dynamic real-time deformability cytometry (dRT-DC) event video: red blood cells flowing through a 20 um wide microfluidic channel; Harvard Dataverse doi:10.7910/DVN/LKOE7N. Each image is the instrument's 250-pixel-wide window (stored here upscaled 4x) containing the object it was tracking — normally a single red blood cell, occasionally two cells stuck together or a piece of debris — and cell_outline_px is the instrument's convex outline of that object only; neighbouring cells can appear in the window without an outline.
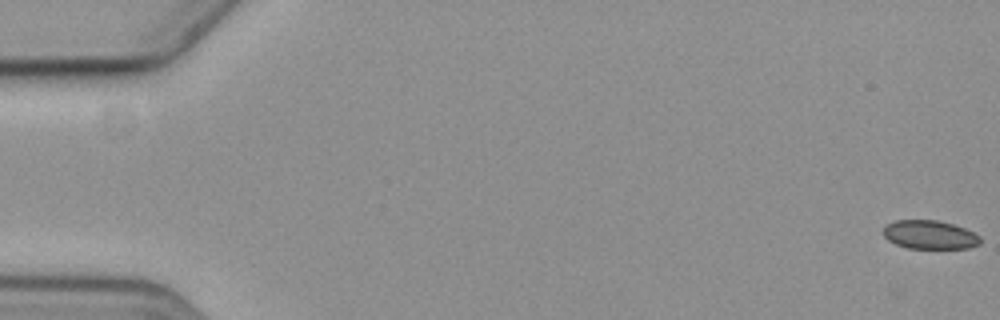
{"species": "common noctule bat (a hibernating species)", "species_latin": "Nyctalus noctula", "temperature_condition": "cold", "stored_images_in_passage": 6, "camera_frame_rate_fps": 3000, "um_per_image_px": 0.085, "animal": {"sex": "female", "body_mass_g": 19.3, "forearm_length_mm": 54.1}, "frame": {"image": 1, "passage_image": 1, "time_ms": 0.0, "image_size_px": [1000, 320], "cell_outline_px": [[980, 244], [968, 248], [908, 248], [896, 244], [888, 240], [880, 232], [884, 224], [896, 220], [936, 220], [952, 224], [964, 228], [980, 236]], "centroid_in_image_um": [78.96, 19.94], "position_along_channel_um": 6.0, "area_um2": 16.3}}
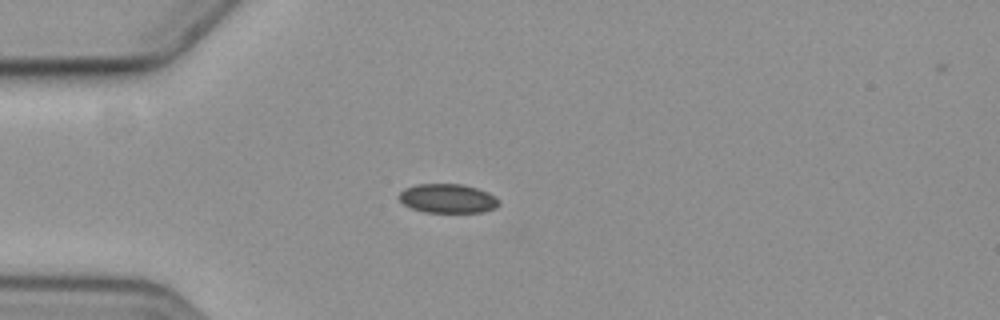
{"frame": {"image": 2, "passage_image": 5, "time_ms": 5.333, "image_size_px": [1000, 320], "cell_outline_px": [[500, 204], [496, 208], [484, 212], [424, 212], [412, 208], [404, 204], [396, 196], [404, 188], [416, 184], [460, 184], [476, 188], [488, 192], [496, 196], [500, 200]], "centroid_in_image_um": [38.07, 16.87], "position_along_channel_um": 46.9, "area_um2": 17.11}}
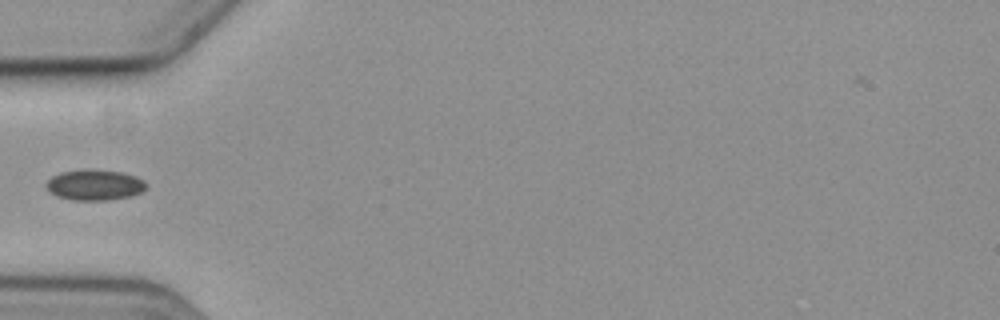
{"frame": {"image": 3, "passage_image": 6, "time_ms": 6.667, "image_size_px": [1000, 320], "cell_outline_px": [[148, 184], [140, 192], [132, 196], [108, 200], [72, 200], [56, 196], [48, 192], [44, 184], [52, 176], [60, 172], [84, 168], [124, 172], [136, 176], [144, 180]], "centroid_in_image_um": [8.01, 15.7], "position_along_channel_um": 77.0, "area_um2": 18.26}}